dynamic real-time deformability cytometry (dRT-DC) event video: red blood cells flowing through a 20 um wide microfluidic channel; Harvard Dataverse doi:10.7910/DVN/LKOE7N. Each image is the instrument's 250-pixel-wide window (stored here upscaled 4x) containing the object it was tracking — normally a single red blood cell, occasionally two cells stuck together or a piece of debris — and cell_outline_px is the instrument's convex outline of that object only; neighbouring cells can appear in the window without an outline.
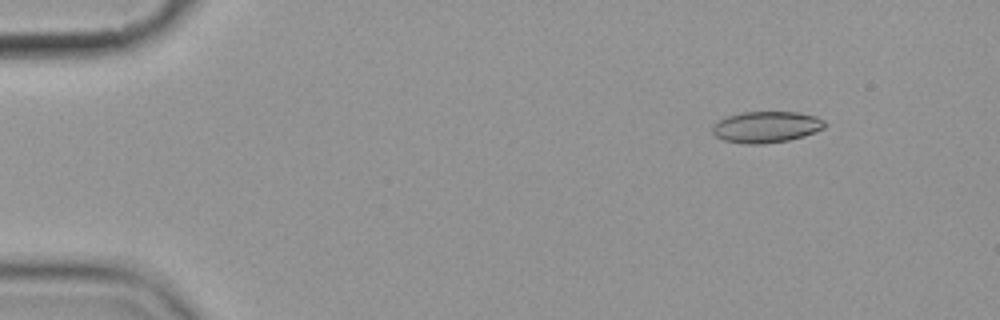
{"species": "common noctule bat (a hibernating species)", "species_latin": "Nyctalus noctula", "temperature_condition": "cold", "stored_images_in_passage": 5, "camera_frame_rate_fps": 3000, "um_per_image_px": 0.085, "animal": {"sex": "female", "body_mass_g": 19.9}, "frame": {"image": 1, "passage_image": 2, "time_ms": 1.333, "image_size_px": [1000, 320], "cell_outline_px": [[828, 124], [824, 128], [804, 136], [788, 140], [764, 144], [744, 144], [724, 140], [716, 136], [712, 132], [712, 128], [716, 120], [724, 116], [744, 112], [796, 112], [816, 116], [824, 120]], "centroid_in_image_um": [65.12, 10.79], "position_along_channel_um": 19.9, "area_um2": 20.69}}
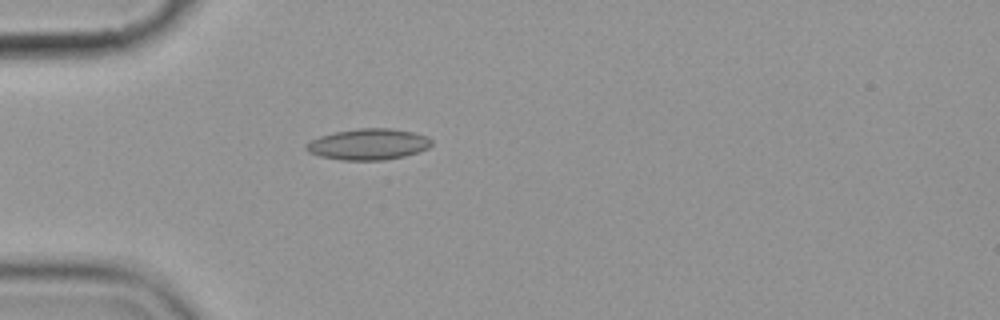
{"frame": {"image": 2, "passage_image": 5, "time_ms": 4.667, "image_size_px": [1000, 320], "cell_outline_px": [[432, 144], [428, 148], [404, 156], [384, 160], [344, 160], [320, 156], [308, 152], [304, 148], [304, 144], [320, 136], [336, 132], [360, 128], [392, 128], [412, 132], [428, 136], [432, 140]], "centroid_in_image_um": [31.31, 12.26], "position_along_channel_um": 53.7, "area_um2": 22.66}}